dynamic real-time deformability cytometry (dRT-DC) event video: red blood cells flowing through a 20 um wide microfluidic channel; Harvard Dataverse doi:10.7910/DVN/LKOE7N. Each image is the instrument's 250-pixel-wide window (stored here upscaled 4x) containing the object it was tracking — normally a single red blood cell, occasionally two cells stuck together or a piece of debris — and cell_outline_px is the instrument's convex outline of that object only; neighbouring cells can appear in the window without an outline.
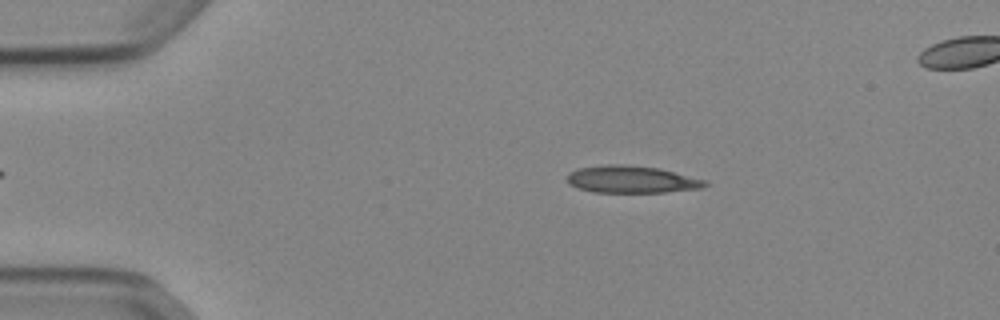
{"species": "Egyptian fruit bat (a non-hibernating species)", "species_latin": "Rousettus aegyptiacus", "temperature_condition": "cold", "stored_images_in_passage": 50, "segment_of_instrument_passage": [1, 2], "camera_frame_rate_fps": 3000, "um_per_image_px": 0.085, "animal": {"sex": "female"}, "frame": {"image": 1, "passage_image": 7, "time_ms": 2.0, "image_size_px": [1000, 320], "cell_outline_px": [[708, 184], [700, 188], [664, 192], [592, 192], [568, 184], [568, 172], [580, 168], [604, 164], [624, 164], [660, 168], [708, 180]], "centroid_in_image_um": [53.7, 15.24], "position_along_channel_um": 31.3, "area_um2": 21.91}}
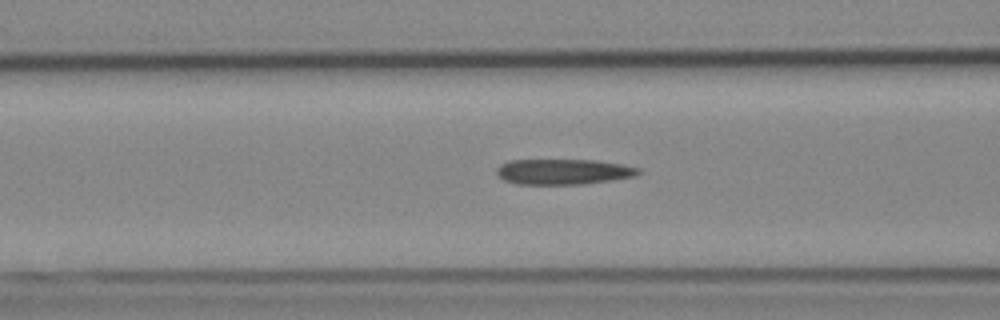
{"frame": {"image": 2, "passage_image": 18, "time_ms": 5.667, "image_size_px": [1000, 320], "cell_outline_px": [[640, 172], [636, 176], [612, 180], [584, 184], [516, 184], [504, 180], [496, 176], [496, 168], [500, 164], [508, 160], [596, 160], [620, 164], [640, 168]], "centroid_in_image_um": [47.84, 14.59], "position_along_channel_um": 118.8, "area_um2": 21.21}}
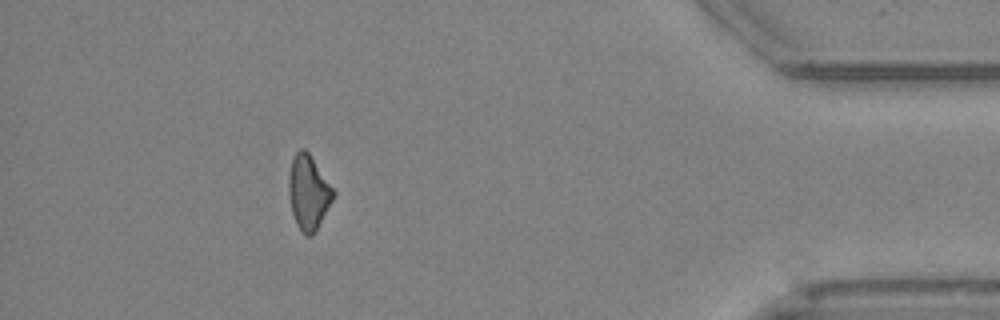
{"frame": {"image": 3, "passage_image": 44, "time_ms": 14.333, "image_size_px": [1000, 320], "cell_outline_px": [[336, 192], [316, 232], [312, 236], [304, 236], [300, 232], [296, 224], [292, 212], [288, 192], [288, 176], [292, 156], [300, 148], [304, 148], [308, 152]], "centroid_in_image_um": [26.2, 16.37], "position_along_channel_um": 409.0, "area_um2": 19.54}}